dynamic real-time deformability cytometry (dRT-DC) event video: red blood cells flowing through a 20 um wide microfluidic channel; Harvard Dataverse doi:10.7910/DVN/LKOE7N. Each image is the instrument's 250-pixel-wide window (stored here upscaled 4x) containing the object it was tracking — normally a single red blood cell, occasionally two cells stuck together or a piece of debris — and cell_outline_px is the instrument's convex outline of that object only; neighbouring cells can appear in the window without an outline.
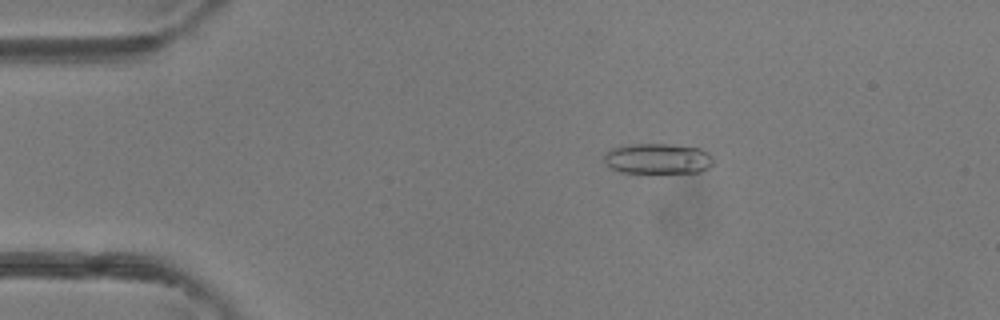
{"species": "common noctule bat (a hibernating species)", "species_latin": "Nyctalus noctula", "temperature_condition": "room temperature", "stored_images_in_passage": 47, "camera_frame_rate_fps": 3000, "um_per_image_px": 0.085, "animal": {"sex": "female"}, "frame": {"image": 1, "passage_image": 9, "time_ms": 2.667, "image_size_px": [1000, 320], "cell_outline_px": [[712, 164], [708, 168], [700, 172], [620, 172], [604, 164], [604, 152], [612, 148], [632, 144], [668, 144], [700, 148], [708, 152], [712, 156]], "centroid_in_image_um": [55.89, 13.48], "position_along_channel_um": 29.1, "area_um2": 19.36}}
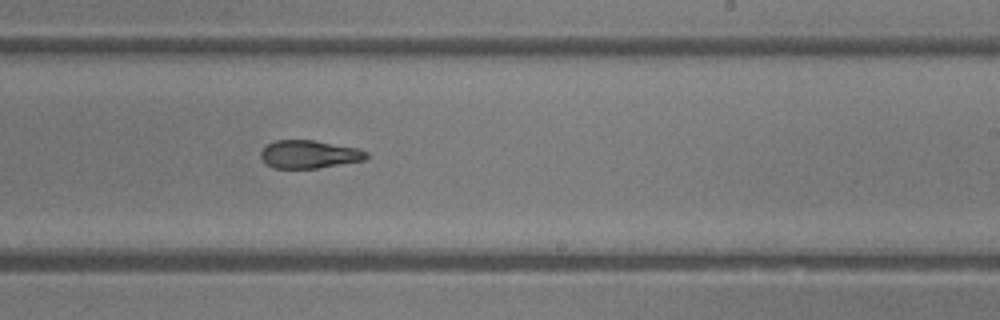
{"frame": {"image": 2, "passage_image": 29, "time_ms": 9.333, "image_size_px": [1000, 320], "cell_outline_px": [[368, 156], [364, 160], [316, 168], [272, 168], [260, 156], [260, 152], [268, 144], [276, 140], [312, 140], [360, 148], [368, 152]], "centroid_in_image_um": [26.3, 13.11], "position_along_channel_um": 262.7, "area_um2": 17.11}}
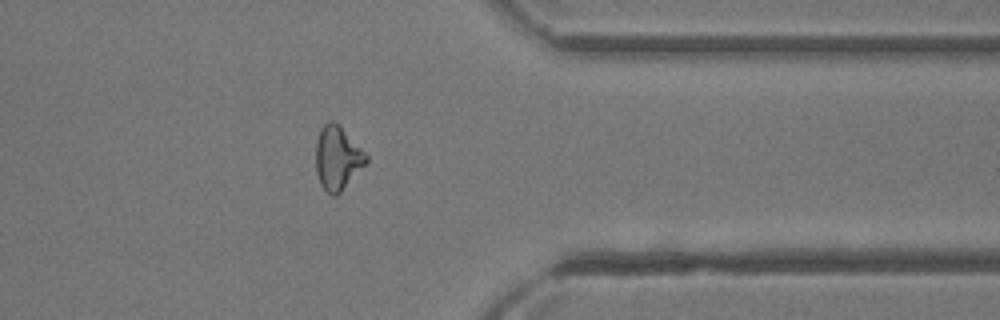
{"frame": {"image": 3, "passage_image": 38, "time_ms": 12.333, "image_size_px": [1000, 320], "cell_outline_px": [[368, 160], [340, 192], [336, 196], [332, 196], [320, 184], [316, 172], [316, 140], [320, 128], [328, 120], [332, 120], [368, 156]], "centroid_in_image_um": [28.63, 13.44], "position_along_channel_um": 382.8, "area_um2": 18.09}, "authors_computed_cell_mechanics": {"area_um2": 18.8428, "velocity_mm_per_s": 4.373, "shape_relaxation_time_tau1_ms": 8.6003, "shape_relaxation_time_tau2_ms": 2.4119, "deformation_change_tau1": 0.2136, "deformation_change_tau2": 0.1075}}